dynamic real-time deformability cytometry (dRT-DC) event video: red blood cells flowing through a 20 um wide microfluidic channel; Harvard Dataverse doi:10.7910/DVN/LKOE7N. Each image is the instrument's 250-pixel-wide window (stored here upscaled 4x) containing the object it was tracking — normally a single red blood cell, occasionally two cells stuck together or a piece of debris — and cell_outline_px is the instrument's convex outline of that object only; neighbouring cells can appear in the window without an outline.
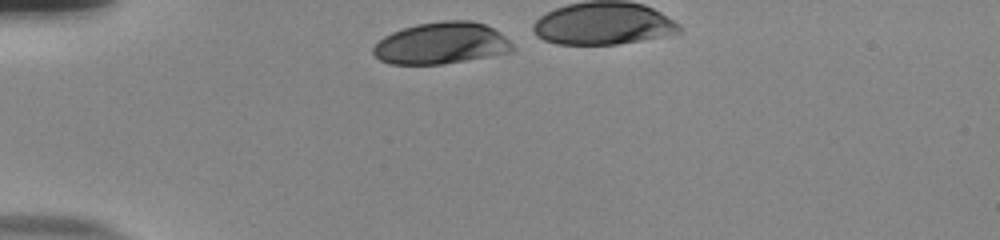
{"species": "human", "species_latin": "Homo sapiens", "temperature_condition": "room temperature", "stored_images_in_passage": 6, "camera_frame_rate_fps": 3000, "um_per_image_px": 0.085, "donor": {"sex": "male"}, "frame": {"image": 1, "passage_image": 1, "time_ms": 0.0, "image_size_px": [1000, 240], "cell_outline_px": [[516, 48], [512, 52], [440, 64], [388, 64], [380, 60], [372, 52], [372, 48], [384, 36], [392, 32], [416, 24], [444, 20], [472, 20], [484, 24], [500, 32]], "centroid_in_image_um": [37.51, 3.67], "position_along_channel_um": 47.5, "area_um2": 33.76}}